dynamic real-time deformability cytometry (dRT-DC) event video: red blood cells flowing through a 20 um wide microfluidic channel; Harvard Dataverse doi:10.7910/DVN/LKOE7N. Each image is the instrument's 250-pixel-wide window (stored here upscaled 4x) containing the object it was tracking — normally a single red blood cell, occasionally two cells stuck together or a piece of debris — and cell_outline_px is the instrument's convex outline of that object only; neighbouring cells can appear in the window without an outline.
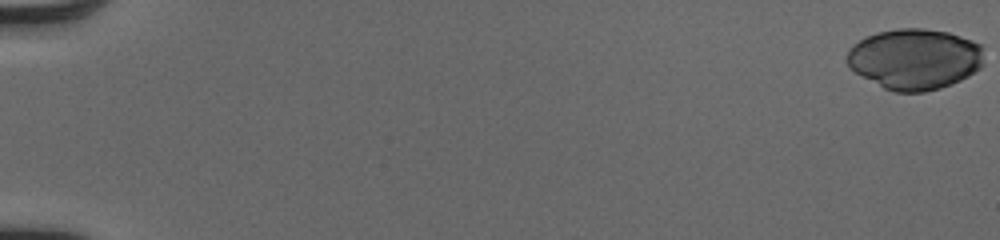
{"species": "human", "species_latin": "Homo sapiens", "temperature_condition": "cold", "stored_images_in_passage": 53, "camera_frame_rate_fps": 3000, "um_per_image_px": 0.085, "donor": {"sex": "male"}, "frame": {"image": 1, "passage_image": 1, "time_ms": 0.0, "image_size_px": [1000, 240], "cell_outline_px": [[984, 64], [980, 68], [968, 76], [952, 84], [940, 88], [924, 92], [896, 92], [884, 88], [856, 72], [848, 64], [848, 52], [852, 44], [864, 36], [876, 32], [900, 28], [924, 28], [948, 32], [972, 40], [980, 44]], "centroid_in_image_um": [77.76, 5.0], "position_along_channel_um": 7.2, "area_um2": 48.49}}
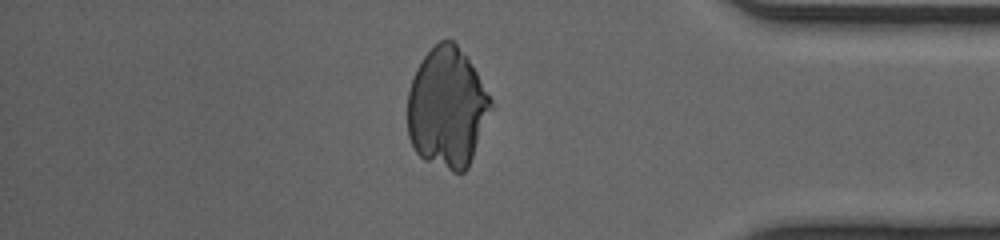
{"frame": {"image": 2, "passage_image": 46, "time_ms": 15.0, "image_size_px": [1000, 240], "cell_outline_px": [[496, 108], [468, 168], [464, 172], [452, 172], [424, 160], [416, 152], [408, 136], [408, 92], [416, 68], [424, 56], [440, 40], [452, 40], [468, 56], [492, 100]], "centroid_in_image_um": [38.06, 9.19], "position_along_channel_um": 397.1, "area_um2": 59.36}}
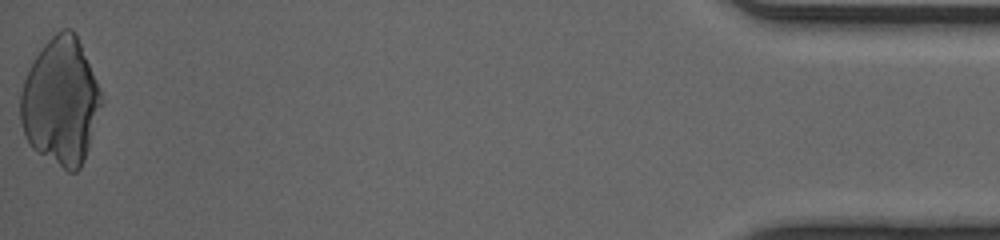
{"frame": {"image": 3, "passage_image": 53, "time_ms": 17.333, "image_size_px": [1000, 240], "cell_outline_px": [[104, 100], [84, 160], [80, 168], [76, 172], [68, 172], [36, 152], [32, 148], [24, 132], [20, 120], [20, 92], [28, 68], [44, 44], [60, 28], [72, 28], [76, 32], [96, 80]], "centroid_in_image_um": [5.16, 8.63], "position_along_channel_um": 430.0, "area_um2": 60.05}}